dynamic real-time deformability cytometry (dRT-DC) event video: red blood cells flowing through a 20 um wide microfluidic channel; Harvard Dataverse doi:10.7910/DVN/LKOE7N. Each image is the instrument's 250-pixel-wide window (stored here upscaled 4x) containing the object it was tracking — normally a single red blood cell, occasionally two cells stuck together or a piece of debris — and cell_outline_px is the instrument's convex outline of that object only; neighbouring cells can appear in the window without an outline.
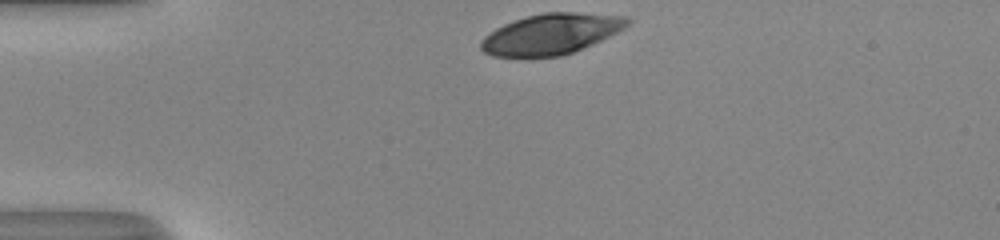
{"species": "human", "species_latin": "Homo sapiens", "temperature_condition": "room temperature", "stored_images_in_passage": 31, "camera_frame_rate_fps": 3000, "um_per_image_px": 0.085, "donor": {"sex": "male"}, "frame": {"image": 1, "passage_image": 1, "time_ms": 0.0, "image_size_px": [1000, 240], "cell_outline_px": [[632, 20], [624, 28], [592, 44], [572, 52], [560, 56], [528, 60], [492, 56], [484, 52], [480, 48], [480, 40], [484, 36], [496, 28], [504, 24], [528, 16], [544, 12], [576, 12], [628, 16]], "centroid_in_image_um": [46.78, 2.93], "position_along_channel_um": 38.2, "area_um2": 35.37}}
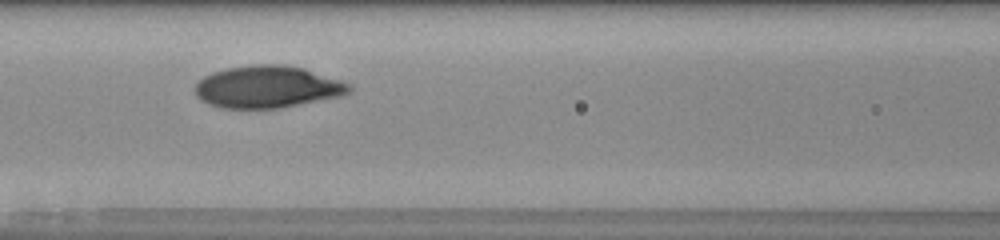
{"frame": {"image": 2, "passage_image": 12, "time_ms": 3.667, "image_size_px": [1000, 240], "cell_outline_px": [[352, 92], [340, 96], [280, 108], [224, 108], [208, 104], [200, 100], [196, 96], [196, 80], [212, 72], [228, 68], [256, 64], [284, 64], [304, 68], [352, 84]], "centroid_in_image_um": [22.73, 7.38], "position_along_channel_um": 143.9, "area_um2": 37.97}}
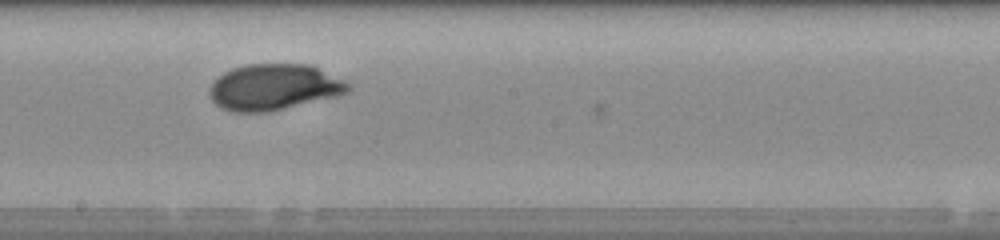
{"frame": {"image": 3, "passage_image": 18, "time_ms": 5.667, "image_size_px": [1000, 240], "cell_outline_px": [[352, 88], [348, 92], [340, 96], [268, 112], [232, 112], [220, 108], [208, 96], [208, 88], [224, 72], [232, 68], [248, 64], [308, 64], [344, 80], [352, 84]], "centroid_in_image_um": [23.29, 7.42], "position_along_channel_um": 224.9, "area_um2": 37.51}, "authors_computed_cell_mechanics": {"area_um2": 36.8764, "velocity_mm_per_s": 4.0686, "shape_relaxation_time_tau1_ms": 4.5313, "shape_relaxation_time_tau2_ms": null, "deformation_change_tau1": 0.1839, "deformation_change_tau2": null}}